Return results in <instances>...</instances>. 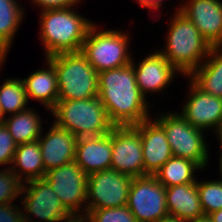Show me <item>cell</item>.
I'll list each match as a JSON object with an SVG mask.
<instances>
[{"instance_id":"d4e9b609","label":"cell","mask_w":222,"mask_h":222,"mask_svg":"<svg viewBox=\"0 0 222 222\" xmlns=\"http://www.w3.org/2000/svg\"><path fill=\"white\" fill-rule=\"evenodd\" d=\"M17 0H0V43L9 51L21 21L24 8Z\"/></svg>"},{"instance_id":"484cf974","label":"cell","mask_w":222,"mask_h":222,"mask_svg":"<svg viewBox=\"0 0 222 222\" xmlns=\"http://www.w3.org/2000/svg\"><path fill=\"white\" fill-rule=\"evenodd\" d=\"M0 86V103L5 116L22 112L29 108L28 98L22 79H4Z\"/></svg>"},{"instance_id":"d6a6232c","label":"cell","mask_w":222,"mask_h":222,"mask_svg":"<svg viewBox=\"0 0 222 222\" xmlns=\"http://www.w3.org/2000/svg\"><path fill=\"white\" fill-rule=\"evenodd\" d=\"M60 222H91L88 214H71Z\"/></svg>"},{"instance_id":"cb8c5ba5","label":"cell","mask_w":222,"mask_h":222,"mask_svg":"<svg viewBox=\"0 0 222 222\" xmlns=\"http://www.w3.org/2000/svg\"><path fill=\"white\" fill-rule=\"evenodd\" d=\"M202 170L195 162L182 157L172 156L154 174L157 180L165 188L188 183H195L197 178L195 172Z\"/></svg>"},{"instance_id":"ac0fdd59","label":"cell","mask_w":222,"mask_h":222,"mask_svg":"<svg viewBox=\"0 0 222 222\" xmlns=\"http://www.w3.org/2000/svg\"><path fill=\"white\" fill-rule=\"evenodd\" d=\"M112 130L100 136L78 138L74 161L90 175L111 168Z\"/></svg>"},{"instance_id":"e0dca14e","label":"cell","mask_w":222,"mask_h":222,"mask_svg":"<svg viewBox=\"0 0 222 222\" xmlns=\"http://www.w3.org/2000/svg\"><path fill=\"white\" fill-rule=\"evenodd\" d=\"M38 138L45 172L74 161L78 138L54 122ZM44 136V137H43Z\"/></svg>"},{"instance_id":"1f68e13d","label":"cell","mask_w":222,"mask_h":222,"mask_svg":"<svg viewBox=\"0 0 222 222\" xmlns=\"http://www.w3.org/2000/svg\"><path fill=\"white\" fill-rule=\"evenodd\" d=\"M34 6H37L42 10L67 8L78 5L82 0H29Z\"/></svg>"},{"instance_id":"5bb4252c","label":"cell","mask_w":222,"mask_h":222,"mask_svg":"<svg viewBox=\"0 0 222 222\" xmlns=\"http://www.w3.org/2000/svg\"><path fill=\"white\" fill-rule=\"evenodd\" d=\"M179 5L176 11L192 21L211 47H222L221 0H187Z\"/></svg>"},{"instance_id":"4316f807","label":"cell","mask_w":222,"mask_h":222,"mask_svg":"<svg viewBox=\"0 0 222 222\" xmlns=\"http://www.w3.org/2000/svg\"><path fill=\"white\" fill-rule=\"evenodd\" d=\"M196 183L204 215L208 216L222 209V181L208 179L203 182L196 180Z\"/></svg>"},{"instance_id":"4dcf8cb0","label":"cell","mask_w":222,"mask_h":222,"mask_svg":"<svg viewBox=\"0 0 222 222\" xmlns=\"http://www.w3.org/2000/svg\"><path fill=\"white\" fill-rule=\"evenodd\" d=\"M0 222H24L22 206L19 207L14 203L0 205Z\"/></svg>"},{"instance_id":"2e32d148","label":"cell","mask_w":222,"mask_h":222,"mask_svg":"<svg viewBox=\"0 0 222 222\" xmlns=\"http://www.w3.org/2000/svg\"><path fill=\"white\" fill-rule=\"evenodd\" d=\"M134 127L141 137L144 176L154 175L173 156L165 131L155 119L151 118Z\"/></svg>"},{"instance_id":"9a60e30c","label":"cell","mask_w":222,"mask_h":222,"mask_svg":"<svg viewBox=\"0 0 222 222\" xmlns=\"http://www.w3.org/2000/svg\"><path fill=\"white\" fill-rule=\"evenodd\" d=\"M139 61L137 65L132 56L131 63L135 71L136 82L145 97L152 93L155 94V92L163 93L167 85L172 84L171 82L176 78V74L180 75L159 50L153 51Z\"/></svg>"},{"instance_id":"d6986e66","label":"cell","mask_w":222,"mask_h":222,"mask_svg":"<svg viewBox=\"0 0 222 222\" xmlns=\"http://www.w3.org/2000/svg\"><path fill=\"white\" fill-rule=\"evenodd\" d=\"M165 193L170 215L185 222L204 216L196 182L166 187Z\"/></svg>"},{"instance_id":"30bf717a","label":"cell","mask_w":222,"mask_h":222,"mask_svg":"<svg viewBox=\"0 0 222 222\" xmlns=\"http://www.w3.org/2000/svg\"><path fill=\"white\" fill-rule=\"evenodd\" d=\"M132 179L111 168L88 175L86 210L126 206Z\"/></svg>"},{"instance_id":"7c38bea8","label":"cell","mask_w":222,"mask_h":222,"mask_svg":"<svg viewBox=\"0 0 222 222\" xmlns=\"http://www.w3.org/2000/svg\"><path fill=\"white\" fill-rule=\"evenodd\" d=\"M111 169L133 178L144 176L141 137L134 126L113 127Z\"/></svg>"},{"instance_id":"836d02e7","label":"cell","mask_w":222,"mask_h":222,"mask_svg":"<svg viewBox=\"0 0 222 222\" xmlns=\"http://www.w3.org/2000/svg\"><path fill=\"white\" fill-rule=\"evenodd\" d=\"M7 53H10L1 43H0V69L3 68L1 67L2 65H4V62L6 59V57H8Z\"/></svg>"},{"instance_id":"3957f363","label":"cell","mask_w":222,"mask_h":222,"mask_svg":"<svg viewBox=\"0 0 222 222\" xmlns=\"http://www.w3.org/2000/svg\"><path fill=\"white\" fill-rule=\"evenodd\" d=\"M169 17L166 45L159 52L171 63L181 76H189L207 58L210 44L198 28L181 12Z\"/></svg>"},{"instance_id":"b9f144b4","label":"cell","mask_w":222,"mask_h":222,"mask_svg":"<svg viewBox=\"0 0 222 222\" xmlns=\"http://www.w3.org/2000/svg\"><path fill=\"white\" fill-rule=\"evenodd\" d=\"M5 117L0 103V123H3Z\"/></svg>"},{"instance_id":"d590c367","label":"cell","mask_w":222,"mask_h":222,"mask_svg":"<svg viewBox=\"0 0 222 222\" xmlns=\"http://www.w3.org/2000/svg\"><path fill=\"white\" fill-rule=\"evenodd\" d=\"M156 222H185V221L180 220L177 217L168 214V215L164 216L163 218L157 220Z\"/></svg>"},{"instance_id":"4fadbf2b","label":"cell","mask_w":222,"mask_h":222,"mask_svg":"<svg viewBox=\"0 0 222 222\" xmlns=\"http://www.w3.org/2000/svg\"><path fill=\"white\" fill-rule=\"evenodd\" d=\"M189 91L179 112L193 127L217 133L222 125V98L204 93L190 79ZM213 128V129H212Z\"/></svg>"},{"instance_id":"83f0119b","label":"cell","mask_w":222,"mask_h":222,"mask_svg":"<svg viewBox=\"0 0 222 222\" xmlns=\"http://www.w3.org/2000/svg\"><path fill=\"white\" fill-rule=\"evenodd\" d=\"M23 182L10 168L0 170V205L20 199Z\"/></svg>"},{"instance_id":"5b68a950","label":"cell","mask_w":222,"mask_h":222,"mask_svg":"<svg viewBox=\"0 0 222 222\" xmlns=\"http://www.w3.org/2000/svg\"><path fill=\"white\" fill-rule=\"evenodd\" d=\"M45 59L54 66L57 73L58 100L98 96V72L81 51L61 53Z\"/></svg>"},{"instance_id":"7402d4cb","label":"cell","mask_w":222,"mask_h":222,"mask_svg":"<svg viewBox=\"0 0 222 222\" xmlns=\"http://www.w3.org/2000/svg\"><path fill=\"white\" fill-rule=\"evenodd\" d=\"M41 156L38 140L19 144L10 169L23 183L44 178L45 170Z\"/></svg>"},{"instance_id":"8d00e7d4","label":"cell","mask_w":222,"mask_h":222,"mask_svg":"<svg viewBox=\"0 0 222 222\" xmlns=\"http://www.w3.org/2000/svg\"><path fill=\"white\" fill-rule=\"evenodd\" d=\"M164 0H151V10H161V6H163Z\"/></svg>"},{"instance_id":"8992f818","label":"cell","mask_w":222,"mask_h":222,"mask_svg":"<svg viewBox=\"0 0 222 222\" xmlns=\"http://www.w3.org/2000/svg\"><path fill=\"white\" fill-rule=\"evenodd\" d=\"M99 27L94 22L81 49L92 67L99 73L130 64L129 34L118 29L100 31Z\"/></svg>"},{"instance_id":"f546056e","label":"cell","mask_w":222,"mask_h":222,"mask_svg":"<svg viewBox=\"0 0 222 222\" xmlns=\"http://www.w3.org/2000/svg\"><path fill=\"white\" fill-rule=\"evenodd\" d=\"M17 146L18 145L13 140L8 128L4 123H0V167L2 165L4 167L6 164V169L11 168Z\"/></svg>"},{"instance_id":"f35d334b","label":"cell","mask_w":222,"mask_h":222,"mask_svg":"<svg viewBox=\"0 0 222 222\" xmlns=\"http://www.w3.org/2000/svg\"><path fill=\"white\" fill-rule=\"evenodd\" d=\"M186 222H212V221L208 216L204 215L202 217H198L196 219L186 221Z\"/></svg>"},{"instance_id":"e575fe53","label":"cell","mask_w":222,"mask_h":222,"mask_svg":"<svg viewBox=\"0 0 222 222\" xmlns=\"http://www.w3.org/2000/svg\"><path fill=\"white\" fill-rule=\"evenodd\" d=\"M212 222H222V209L208 215Z\"/></svg>"},{"instance_id":"6da1fadb","label":"cell","mask_w":222,"mask_h":222,"mask_svg":"<svg viewBox=\"0 0 222 222\" xmlns=\"http://www.w3.org/2000/svg\"><path fill=\"white\" fill-rule=\"evenodd\" d=\"M98 98L114 126H134L152 118V105L139 90L132 63L98 73Z\"/></svg>"},{"instance_id":"74e56055","label":"cell","mask_w":222,"mask_h":222,"mask_svg":"<svg viewBox=\"0 0 222 222\" xmlns=\"http://www.w3.org/2000/svg\"><path fill=\"white\" fill-rule=\"evenodd\" d=\"M140 7L151 9V0H136Z\"/></svg>"},{"instance_id":"f1b7e54d","label":"cell","mask_w":222,"mask_h":222,"mask_svg":"<svg viewBox=\"0 0 222 222\" xmlns=\"http://www.w3.org/2000/svg\"><path fill=\"white\" fill-rule=\"evenodd\" d=\"M91 222H137L127 206L86 210Z\"/></svg>"},{"instance_id":"60d3db41","label":"cell","mask_w":222,"mask_h":222,"mask_svg":"<svg viewBox=\"0 0 222 222\" xmlns=\"http://www.w3.org/2000/svg\"><path fill=\"white\" fill-rule=\"evenodd\" d=\"M217 135V141L220 142L219 145H220V149H222V125L219 129V131L216 133Z\"/></svg>"},{"instance_id":"ba28073f","label":"cell","mask_w":222,"mask_h":222,"mask_svg":"<svg viewBox=\"0 0 222 222\" xmlns=\"http://www.w3.org/2000/svg\"><path fill=\"white\" fill-rule=\"evenodd\" d=\"M20 197L24 222H60L71 215L44 178L24 182Z\"/></svg>"},{"instance_id":"277c9868","label":"cell","mask_w":222,"mask_h":222,"mask_svg":"<svg viewBox=\"0 0 222 222\" xmlns=\"http://www.w3.org/2000/svg\"><path fill=\"white\" fill-rule=\"evenodd\" d=\"M54 123L77 138L109 133L114 125L98 96L90 99L58 100L50 111Z\"/></svg>"},{"instance_id":"ab89813d","label":"cell","mask_w":222,"mask_h":222,"mask_svg":"<svg viewBox=\"0 0 222 222\" xmlns=\"http://www.w3.org/2000/svg\"><path fill=\"white\" fill-rule=\"evenodd\" d=\"M219 150L221 151V152L219 153V157H220V158H219V163H218V164H219L218 167L220 168V169H219V170H220V171H219V173H220L219 176L221 177V178H219V180L222 181V149H219Z\"/></svg>"},{"instance_id":"52a82bcc","label":"cell","mask_w":222,"mask_h":222,"mask_svg":"<svg viewBox=\"0 0 222 222\" xmlns=\"http://www.w3.org/2000/svg\"><path fill=\"white\" fill-rule=\"evenodd\" d=\"M158 114L154 118L163 127L173 156L191 160L205 170L210 155L206 132L193 127L177 111Z\"/></svg>"},{"instance_id":"44dd1931","label":"cell","mask_w":222,"mask_h":222,"mask_svg":"<svg viewBox=\"0 0 222 222\" xmlns=\"http://www.w3.org/2000/svg\"><path fill=\"white\" fill-rule=\"evenodd\" d=\"M189 78L204 93L222 98V47H212Z\"/></svg>"},{"instance_id":"603a6c76","label":"cell","mask_w":222,"mask_h":222,"mask_svg":"<svg viewBox=\"0 0 222 222\" xmlns=\"http://www.w3.org/2000/svg\"><path fill=\"white\" fill-rule=\"evenodd\" d=\"M42 122L39 113L32 108L9 115L3 121L17 145L37 141L43 130Z\"/></svg>"},{"instance_id":"9c48e42d","label":"cell","mask_w":222,"mask_h":222,"mask_svg":"<svg viewBox=\"0 0 222 222\" xmlns=\"http://www.w3.org/2000/svg\"><path fill=\"white\" fill-rule=\"evenodd\" d=\"M126 206L137 222H156L169 214L165 186L154 175L134 177Z\"/></svg>"},{"instance_id":"ffe728a7","label":"cell","mask_w":222,"mask_h":222,"mask_svg":"<svg viewBox=\"0 0 222 222\" xmlns=\"http://www.w3.org/2000/svg\"><path fill=\"white\" fill-rule=\"evenodd\" d=\"M47 68H41L23 78L28 101H39L47 111H51L58 102L57 73L54 66L46 59Z\"/></svg>"},{"instance_id":"7a4b0ae2","label":"cell","mask_w":222,"mask_h":222,"mask_svg":"<svg viewBox=\"0 0 222 222\" xmlns=\"http://www.w3.org/2000/svg\"><path fill=\"white\" fill-rule=\"evenodd\" d=\"M73 6L42 10L40 36L45 58L69 52H79L90 27L94 24L78 14Z\"/></svg>"},{"instance_id":"8fae6325","label":"cell","mask_w":222,"mask_h":222,"mask_svg":"<svg viewBox=\"0 0 222 222\" xmlns=\"http://www.w3.org/2000/svg\"><path fill=\"white\" fill-rule=\"evenodd\" d=\"M44 179L71 214H86L88 175L75 161L45 172Z\"/></svg>"}]
</instances>
